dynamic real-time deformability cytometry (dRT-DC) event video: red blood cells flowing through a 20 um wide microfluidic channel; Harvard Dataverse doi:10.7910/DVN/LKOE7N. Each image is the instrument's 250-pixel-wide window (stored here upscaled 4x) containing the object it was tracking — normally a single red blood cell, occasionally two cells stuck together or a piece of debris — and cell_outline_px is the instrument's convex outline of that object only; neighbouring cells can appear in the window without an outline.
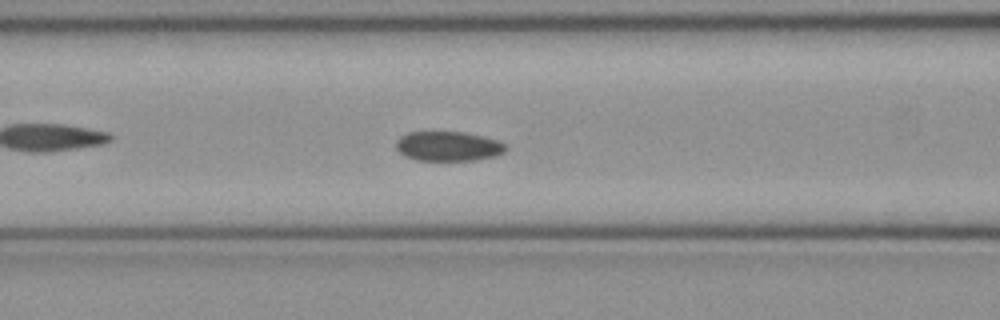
{"species": "common noctule bat (a hibernating species)", "species_latin": "Nyctalus noctula", "temperature_condition": "cold", "stored_images_in_passage": 46, "camera_frame_rate_fps": 3000, "um_per_image_px": 0.085, "animal": {"sex": "female", "body_mass_g": 21.9}, "frame": {"image": 1, "passage_image": 16, "time_ms": 5.0, "image_size_px": [1000, 320], "cell_outline_px": [[508, 148], [504, 152], [496, 156], [476, 160], [416, 160], [404, 156], [396, 148], [396, 140], [400, 136], [408, 132], [464, 132], [484, 136], [500, 140]], "centroid_in_image_um": [38.12, 12.42], "position_along_channel_um": 128.5, "area_um2": 19.13}}
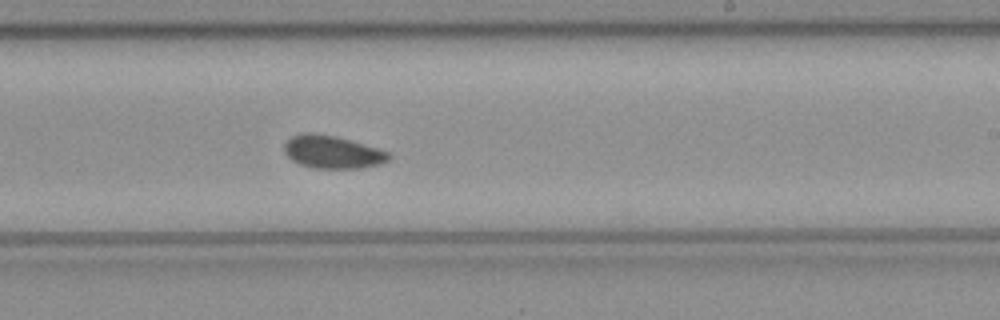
{"frame": {"image": 2, "passage_image": 26, "time_ms": 8.333, "image_size_px": [1000, 320], "cell_outline_px": [[392, 156], [388, 160], [380, 164], [360, 168], [312, 168], [300, 164], [292, 160], [284, 152], [284, 144], [292, 136], [304, 132], [312, 132], [336, 136], [376, 148], [388, 152]], "centroid_in_image_um": [28.23, 12.92], "position_along_channel_um": 260.8, "area_um2": 19.88}}
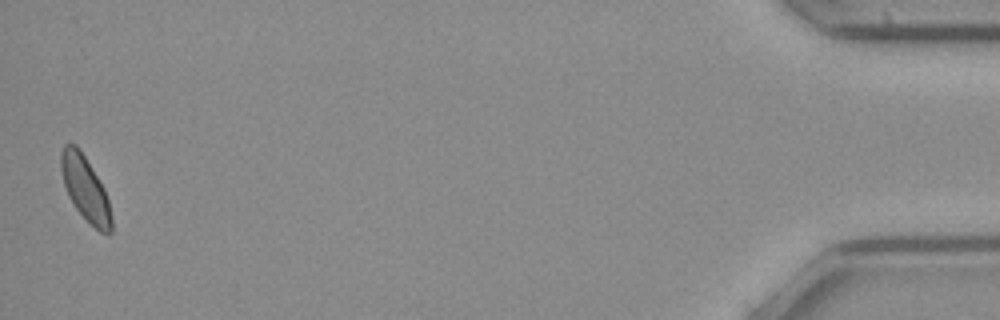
{"frame": {"image": 3, "passage_image": 46, "time_ms": 15.0, "image_size_px": [1000, 320], "cell_outline_px": [[112, 232], [108, 236], [100, 232], [76, 208], [68, 196], [64, 184], [60, 168], [60, 152], [64, 144], [76, 144], [80, 148], [104, 188], [108, 200], [112, 220]], "centroid_in_image_um": [7.24, 16.01], "position_along_channel_um": 428.0, "area_um2": 18.9}, "authors_computed_cell_mechanics": {"area_um2": 19.7098, "velocity_mm_per_s": 3.971, "shape_relaxation_time_tau1_ms": null, "shape_relaxation_time_tau2_ms": 3.4982, "deformation_change_tau1": null, "deformation_change_tau2": 0.0714}}